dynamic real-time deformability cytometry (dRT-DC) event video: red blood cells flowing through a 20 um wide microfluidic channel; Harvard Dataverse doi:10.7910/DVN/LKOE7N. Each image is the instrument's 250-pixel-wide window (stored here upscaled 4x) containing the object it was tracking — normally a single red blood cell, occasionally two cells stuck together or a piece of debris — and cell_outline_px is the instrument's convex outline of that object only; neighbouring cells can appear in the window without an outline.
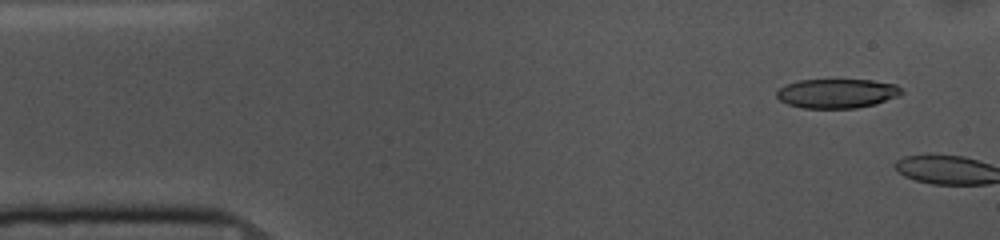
{"species": "common noctule bat (a hibernating species)", "species_latin": "Nyctalus noctula", "temperature_condition": "cold", "stored_images_in_passage": 2, "camera_frame_rate_fps": 3000, "um_per_image_px": 0.085, "animal": {"sex": "female", "body_mass_g": 10.0, "forearm_length_mm": 53.1}, "frame": {"image": 1, "passage_image": 1, "time_ms": 0.0, "image_size_px": [1000, 240], "cell_outline_px": [[904, 92], [900, 96], [876, 104], [856, 108], [804, 108], [788, 104], [780, 100], [776, 96], [776, 92], [780, 88], [788, 84], [800, 80], [872, 80], [896, 84]], "centroid_in_image_um": [71.19, 7.94], "position_along_channel_um": 13.8, "area_um2": 21.33}}